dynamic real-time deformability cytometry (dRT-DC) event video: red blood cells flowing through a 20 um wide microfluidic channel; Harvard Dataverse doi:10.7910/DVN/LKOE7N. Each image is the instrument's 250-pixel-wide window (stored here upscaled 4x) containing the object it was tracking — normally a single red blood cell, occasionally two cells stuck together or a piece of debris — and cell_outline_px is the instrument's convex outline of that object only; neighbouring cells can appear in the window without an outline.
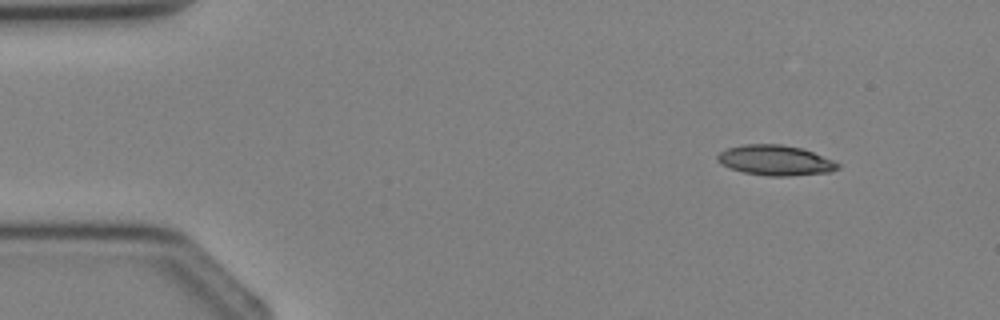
{"species": "Egyptian fruit bat (a non-hibernating species)", "species_latin": "Rousettus aegyptiacus", "temperature_condition": "cold", "stored_images_in_passage": 3, "camera_frame_rate_fps": 3000, "um_per_image_px": 0.085, "animal": {"sex": "female"}, "frame": {"image": 1, "passage_image": 1, "time_ms": 0.0, "image_size_px": [1000, 320], "cell_outline_px": [[840, 168], [832, 172], [788, 176], [768, 176], [744, 172], [728, 168], [720, 164], [716, 160], [716, 156], [720, 152], [728, 148], [744, 144], [780, 144], [804, 148], [832, 160], [840, 164]], "centroid_in_image_um": [65.9, 13.63], "position_along_channel_um": 19.1, "area_um2": 21.39}}